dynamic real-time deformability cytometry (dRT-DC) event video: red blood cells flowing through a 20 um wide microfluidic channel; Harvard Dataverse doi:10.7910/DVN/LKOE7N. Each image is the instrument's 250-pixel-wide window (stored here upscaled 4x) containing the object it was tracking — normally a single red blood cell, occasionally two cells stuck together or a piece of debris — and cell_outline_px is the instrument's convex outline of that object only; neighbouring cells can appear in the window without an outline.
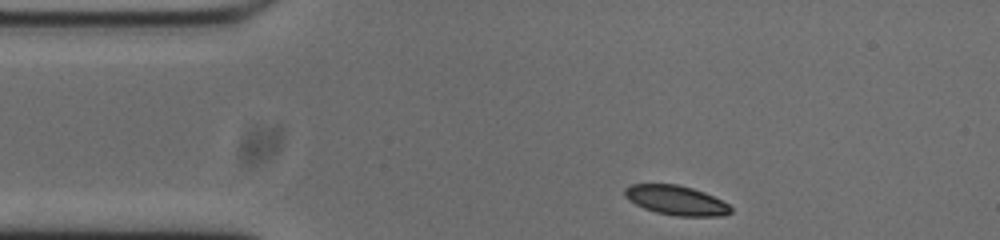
{"species": "common noctule bat (a hibernating species)", "species_latin": "Nyctalus noctula", "temperature_condition": "cold", "stored_images_in_passage": 45, "camera_frame_rate_fps": 3000, "um_per_image_px": 0.085, "animal": {"sex": "male", "body_mass_g": 20.0, "forearm_length_mm": 53.3}, "frame": {"image": 1, "passage_image": 1, "time_ms": 0.0, "image_size_px": [1000, 240], "cell_outline_px": [[732, 212], [724, 216], [676, 216], [656, 212], [644, 208], [628, 200], [624, 196], [624, 188], [632, 184], [676, 184], [692, 188], [704, 192], [728, 204], [732, 208]], "centroid_in_image_um": [57.46, 17.03], "position_along_channel_um": 27.5, "area_um2": 18.21}}
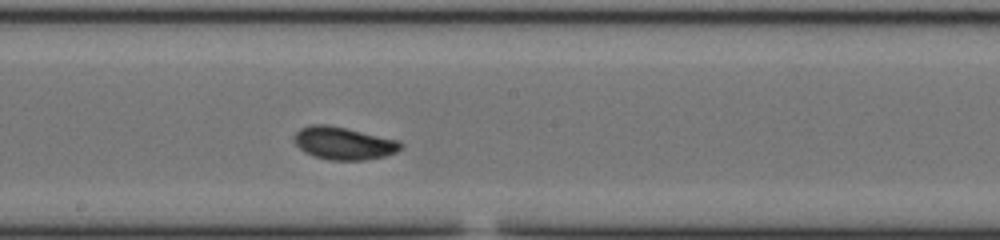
{"frame": {"image": 2, "passage_image": 20, "time_ms": 6.333, "image_size_px": [1000, 240], "cell_outline_px": [[404, 144], [396, 152], [384, 156], [364, 160], [328, 160], [312, 156], [304, 152], [292, 140], [292, 136], [300, 128], [312, 124], [324, 124], [344, 128], [400, 140]], "centroid_in_image_um": [29.17, 12.18], "position_along_channel_um": 219.0, "area_um2": 20.35}}
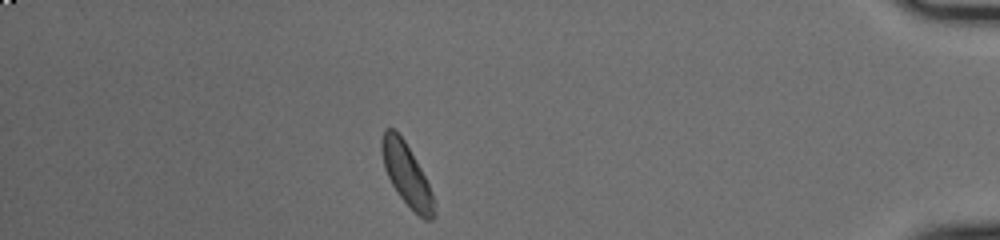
{"frame": {"image": 3, "passage_image": 39, "time_ms": 12.667, "image_size_px": [1000, 240], "cell_outline_px": [[436, 216], [432, 220], [424, 220], [396, 192], [384, 168], [380, 152], [380, 140], [384, 128], [396, 128], [404, 140], [420, 168], [432, 192]], "centroid_in_image_um": [34.53, 14.79], "position_along_channel_um": 400.7, "area_um2": 18.9}, "authors_computed_cell_mechanics": {"area_um2": 19.1318, "velocity_mm_per_s": 3.7146, "shape_relaxation_time_tau1_ms": 7.0855, "shape_relaxation_time_tau2_ms": null, "deformation_change_tau1": 0.1883, "deformation_change_tau2": null}}